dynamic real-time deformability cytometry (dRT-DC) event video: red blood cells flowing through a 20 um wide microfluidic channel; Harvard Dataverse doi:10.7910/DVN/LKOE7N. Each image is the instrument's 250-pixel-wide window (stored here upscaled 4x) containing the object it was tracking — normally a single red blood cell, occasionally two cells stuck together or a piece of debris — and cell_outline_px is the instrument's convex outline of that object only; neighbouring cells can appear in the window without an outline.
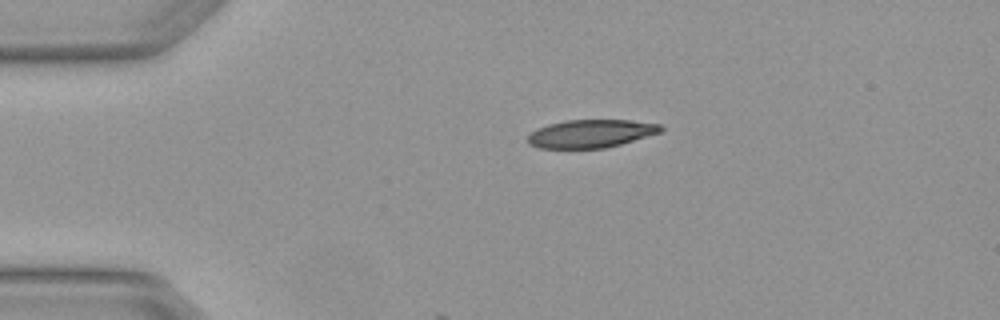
{"species": "Egyptian fruit bat (a non-hibernating species)", "species_latin": "Rousettus aegyptiacus", "temperature_condition": "warm", "stored_images_in_passage": 2, "camera_frame_rate_fps": 3000, "um_per_image_px": 0.085, "animal": {"sex": "female"}, "frame": {"image": 1, "passage_image": 1, "time_ms": 0.0, "image_size_px": [1000, 320], "cell_outline_px": [[664, 128], [660, 132], [620, 144], [604, 148], [540, 148], [528, 144], [528, 136], [536, 128], [548, 124], [564, 120], [628, 120], [660, 124]], "centroid_in_image_um": [50.19, 11.35], "position_along_channel_um": 34.8, "area_um2": 21.62}}